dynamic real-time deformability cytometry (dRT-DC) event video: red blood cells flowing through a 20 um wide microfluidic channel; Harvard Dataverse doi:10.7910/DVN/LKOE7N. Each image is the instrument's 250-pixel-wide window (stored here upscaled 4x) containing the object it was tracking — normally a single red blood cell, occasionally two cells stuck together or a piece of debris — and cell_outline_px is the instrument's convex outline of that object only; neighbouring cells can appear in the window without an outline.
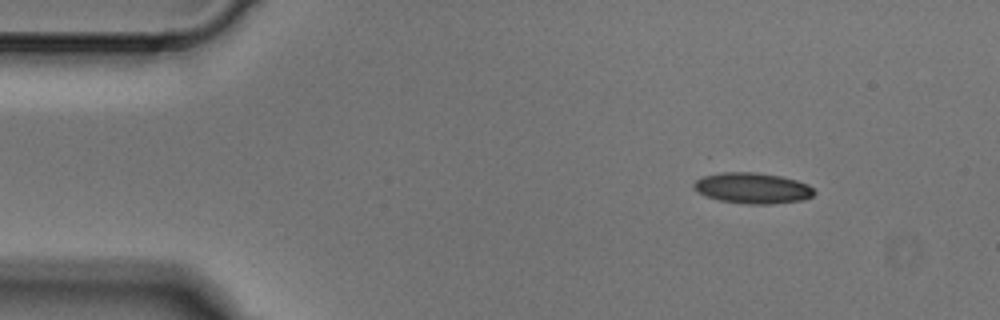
{"species": "Egyptian fruit bat (a non-hibernating species)", "species_latin": "Rousettus aegyptiacus", "temperature_condition": "cold", "stored_images_in_passage": 4, "segment_of_instrument_passage": [1, 2], "camera_frame_rate_fps": 3000, "um_per_image_px": 0.085, "animal": {"sex": "male"}, "frame": {"image": 1, "passage_image": 1, "time_ms": 0.0, "image_size_px": [1000, 320], "cell_outline_px": [[816, 192], [812, 196], [804, 200], [772, 204], [748, 204], [720, 200], [708, 196], [700, 192], [692, 184], [696, 180], [704, 176], [724, 172], [756, 172], [780, 176], [796, 180], [808, 184]], "centroid_in_image_um": [64.02, 15.99], "position_along_channel_um": 21.0, "area_um2": 21.39}}